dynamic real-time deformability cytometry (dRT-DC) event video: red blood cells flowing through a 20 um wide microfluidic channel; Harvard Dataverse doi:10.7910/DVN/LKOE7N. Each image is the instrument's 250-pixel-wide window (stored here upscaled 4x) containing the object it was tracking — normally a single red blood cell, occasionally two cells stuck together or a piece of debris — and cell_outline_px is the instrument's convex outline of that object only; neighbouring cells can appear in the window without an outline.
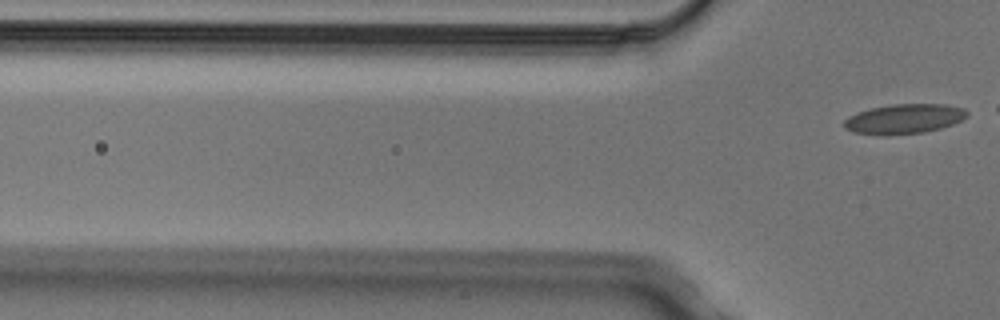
{"species": "Egyptian fruit bat (a non-hibernating species)", "species_latin": "Rousettus aegyptiacus", "temperature_condition": "cold", "stored_images_in_passage": 4, "camera_frame_rate_fps": 3000, "um_per_image_px": 0.085, "animal": {"sex": "male"}, "frame": {"image": 1, "passage_image": 4, "time_ms": 1.0, "image_size_px": [1000, 320], "cell_outline_px": [[968, 116], [952, 124], [940, 128], [924, 132], [856, 132], [844, 128], [844, 120], [848, 116], [856, 112], [872, 108], [892, 104], [944, 104], [964, 108], [968, 112]], "centroid_in_image_um": [76.9, 10.04], "position_along_channel_um": 48.9, "area_um2": 20.35}}